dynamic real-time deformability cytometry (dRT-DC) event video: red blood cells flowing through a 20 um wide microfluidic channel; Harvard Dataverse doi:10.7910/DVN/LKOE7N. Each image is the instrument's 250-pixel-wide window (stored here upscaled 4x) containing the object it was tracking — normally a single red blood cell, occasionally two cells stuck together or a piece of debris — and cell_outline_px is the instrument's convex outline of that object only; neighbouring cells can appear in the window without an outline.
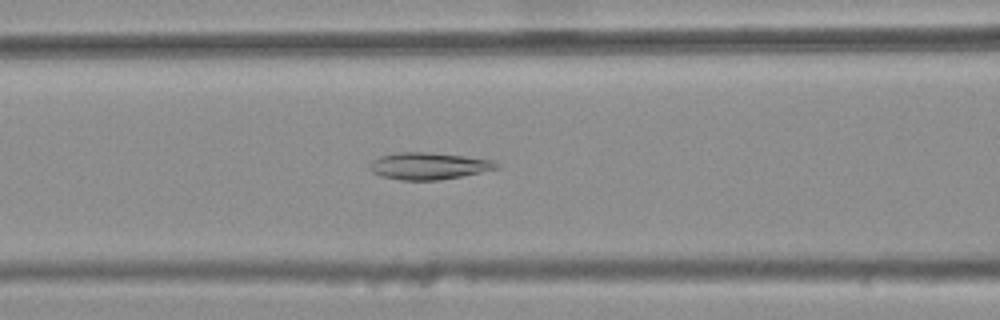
{"species": "common noctule bat (a hibernating species)", "species_latin": "Nyctalus noctula", "temperature_condition": "warm", "stored_images_in_passage": 46, "camera_frame_rate_fps": 3000, "um_per_image_px": 0.085, "animal": {"sex": "female", "body_mass_g": 25.1}, "frame": {"image": 1, "passage_image": 21, "time_ms": 6.667, "image_size_px": [1000, 320], "cell_outline_px": [[500, 168], [440, 180], [400, 180], [380, 176], [372, 172], [368, 168], [368, 164], [372, 160], [380, 156], [396, 152], [424, 152], [464, 156], [492, 160], [500, 164]], "centroid_in_image_um": [36.39, 14.11], "position_along_channel_um": 130.2, "area_um2": 19.94}}
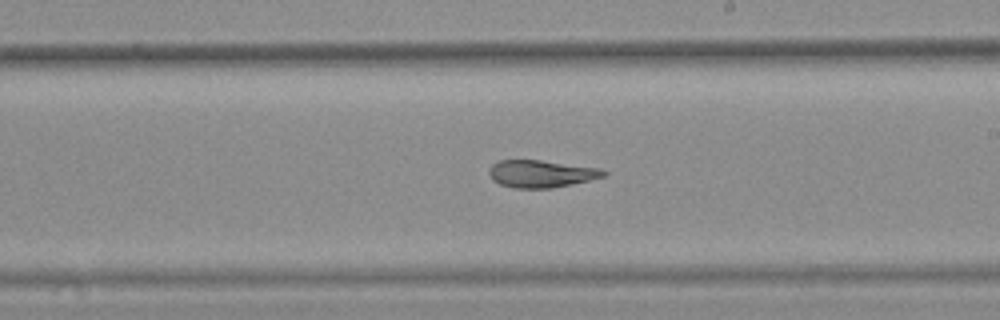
{"frame": {"image": 2, "passage_image": 30, "time_ms": 9.667, "image_size_px": [1000, 320], "cell_outline_px": [[608, 172], [604, 176], [572, 184], [552, 188], [512, 188], [500, 184], [492, 180], [488, 172], [492, 164], [500, 160], [540, 160], [600, 168]], "centroid_in_image_um": [45.97, 14.77], "position_along_channel_um": 243.0, "area_um2": 18.21}}
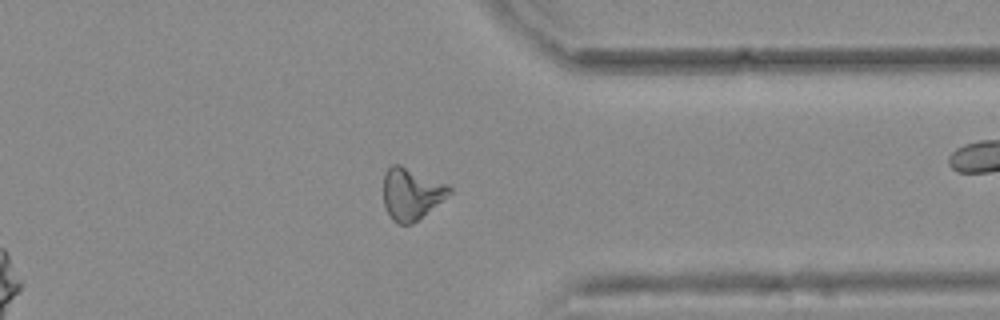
{"frame": {"image": 3, "passage_image": 41, "time_ms": 13.333, "image_size_px": [1000, 320], "cell_outline_px": [[452, 192], [448, 196], [412, 224], [396, 224], [392, 220], [384, 204], [384, 172], [392, 164], [400, 164], [448, 184], [452, 188]], "centroid_in_image_um": [34.96, 16.46], "position_along_channel_um": 376.4, "area_um2": 19.88}, "authors_computed_cell_mechanics": {"area_um2": 19.8832, "velocity_mm_per_s": 3.7704, "shape_relaxation_time_tau1_ms": null, "shape_relaxation_time_tau2_ms": 3.7496, "deformation_change_tau1": null, "deformation_change_tau2": 0.1172}}